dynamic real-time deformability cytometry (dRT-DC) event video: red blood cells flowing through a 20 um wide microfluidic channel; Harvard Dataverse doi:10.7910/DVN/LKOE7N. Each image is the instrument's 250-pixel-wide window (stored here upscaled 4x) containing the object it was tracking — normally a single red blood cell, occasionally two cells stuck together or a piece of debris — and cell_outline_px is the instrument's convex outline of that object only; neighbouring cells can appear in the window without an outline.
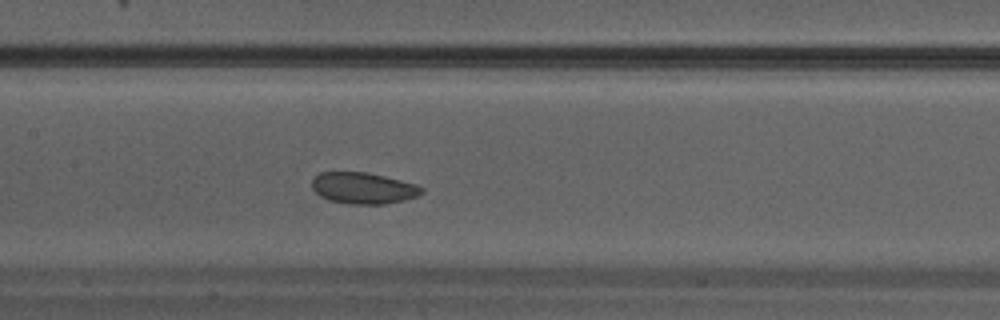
{"species": "Egyptian fruit bat (a non-hibernating species)", "species_latin": "Rousettus aegyptiacus", "temperature_condition": "warm", "stored_images_in_passage": 30, "camera_frame_rate_fps": 3000, "um_per_image_px": 0.085, "animal": {"sex": "male"}, "frame": {"image": 1, "passage_image": 13, "time_ms": 4.0, "image_size_px": [1000, 320], "cell_outline_px": [[424, 192], [416, 196], [404, 200], [384, 204], [348, 204], [328, 200], [320, 196], [312, 188], [312, 180], [320, 172], [368, 172], [416, 184], [424, 188]], "centroid_in_image_um": [30.87, 15.99], "position_along_channel_um": 176.5, "area_um2": 20.06}}